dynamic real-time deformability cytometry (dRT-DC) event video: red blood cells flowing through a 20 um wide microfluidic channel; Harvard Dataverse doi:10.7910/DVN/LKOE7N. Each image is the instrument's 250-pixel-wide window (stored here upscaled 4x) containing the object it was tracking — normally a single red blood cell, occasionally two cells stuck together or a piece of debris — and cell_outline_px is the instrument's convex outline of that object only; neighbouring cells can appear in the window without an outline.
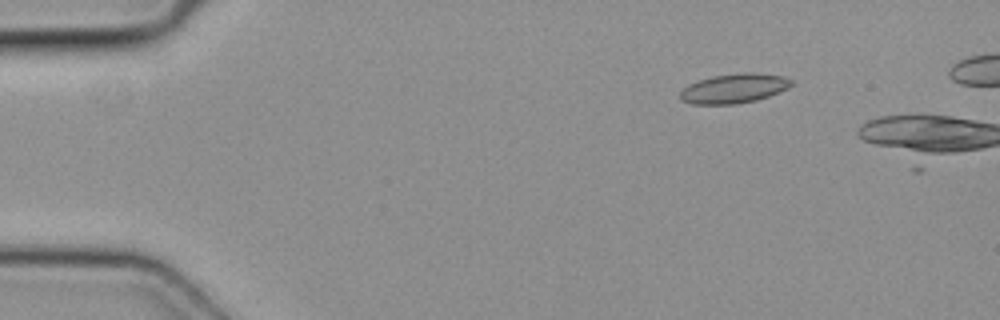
{"species": "common noctule bat (a hibernating species)", "species_latin": "Nyctalus noctula", "temperature_condition": "cold", "stored_images_in_passage": 2, "camera_frame_rate_fps": 3000, "um_per_image_px": 0.085, "animal": {"sex": "female", "body_mass_g": 19.3, "forearm_length_mm": 54.1}, "frame": {"image": 1, "passage_image": 1, "time_ms": 0.0, "image_size_px": [1000, 320], "cell_outline_px": [[792, 84], [788, 88], [768, 96], [756, 100], [736, 104], [692, 104], [680, 100], [680, 92], [688, 84], [712, 76], [740, 72], [756, 72], [784, 76], [792, 80]], "centroid_in_image_um": [62.39, 7.51], "position_along_channel_um": 22.6, "area_um2": 19.19}}